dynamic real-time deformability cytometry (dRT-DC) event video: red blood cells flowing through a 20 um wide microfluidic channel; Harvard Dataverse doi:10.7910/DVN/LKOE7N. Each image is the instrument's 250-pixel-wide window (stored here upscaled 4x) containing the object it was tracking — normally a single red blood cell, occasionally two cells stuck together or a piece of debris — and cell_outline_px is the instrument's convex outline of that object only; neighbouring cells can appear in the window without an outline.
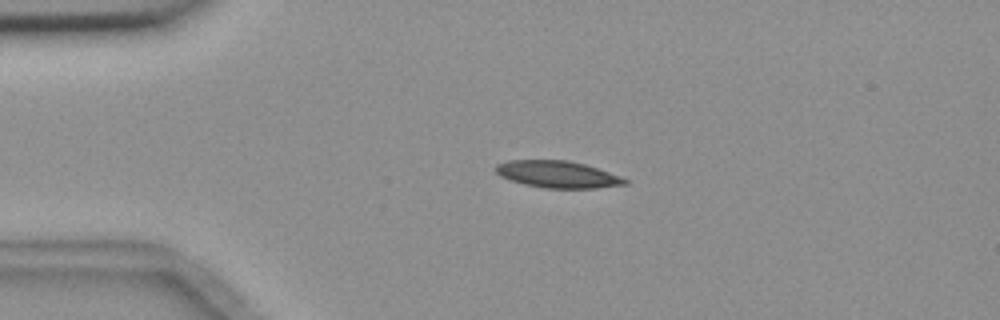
{"species": "common noctule bat (a hibernating species)", "species_latin": "Nyctalus noctula", "temperature_condition": "room temperature", "stored_images_in_passage": 2, "camera_frame_rate_fps": 3000, "um_per_image_px": 0.085, "animal": {"sex": "female", "body_mass_g": 18.4}, "frame": {"image": 1, "passage_image": 1, "time_ms": 0.0, "image_size_px": [1000, 320], "cell_outline_px": [[628, 184], [596, 188], [544, 188], [524, 184], [508, 180], [500, 176], [496, 172], [496, 164], [508, 160], [568, 160], [584, 164], [620, 176], [628, 180]], "centroid_in_image_um": [47.37, 14.82], "position_along_channel_um": 37.6, "area_um2": 20.23}}